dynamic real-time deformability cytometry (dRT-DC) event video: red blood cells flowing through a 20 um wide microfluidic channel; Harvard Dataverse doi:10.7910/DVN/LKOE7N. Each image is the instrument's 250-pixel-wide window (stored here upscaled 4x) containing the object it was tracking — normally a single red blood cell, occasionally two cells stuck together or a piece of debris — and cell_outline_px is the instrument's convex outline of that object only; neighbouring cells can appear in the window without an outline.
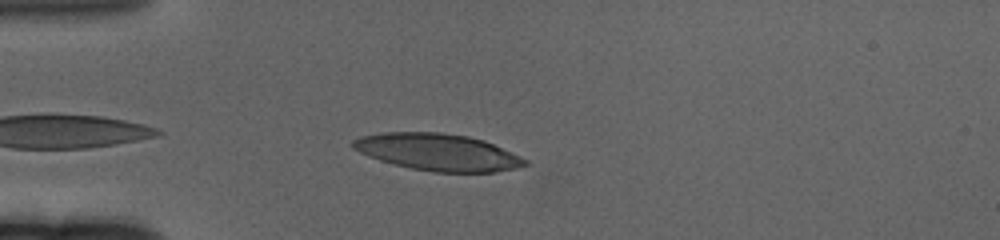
{"species": "human", "species_latin": "Homo sapiens", "temperature_condition": "cold", "stored_images_in_passage": 38, "camera_frame_rate_fps": 3000, "um_per_image_px": 0.085, "donor": {"sex": "female"}, "frame": {"image": 1, "passage_image": 3, "time_ms": 0.667, "image_size_px": [1000, 240], "cell_outline_px": [[528, 164], [516, 168], [496, 172], [432, 172], [412, 168], [380, 160], [368, 156], [352, 148], [352, 140], [360, 136], [380, 132], [440, 132], [468, 136], [484, 140], [520, 156], [528, 160]], "centroid_in_image_um": [37.21, 12.92], "position_along_channel_um": 47.8, "area_um2": 36.99}}
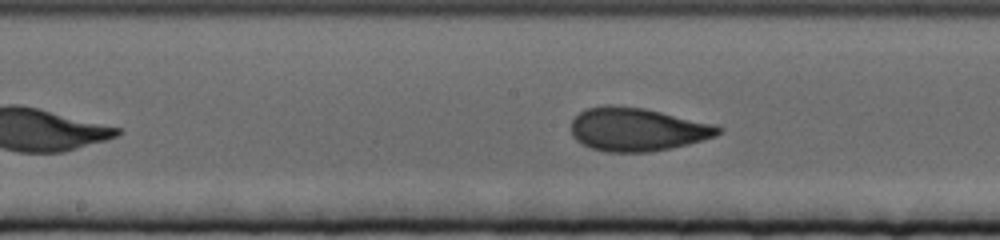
{"frame": {"image": 2, "passage_image": 18, "time_ms": 5.667, "image_size_px": [1000, 240], "cell_outline_px": [[724, 128], [716, 136], [688, 144], [672, 148], [652, 152], [604, 152], [588, 148], [576, 140], [572, 136], [572, 120], [580, 112], [588, 108], [604, 104], [612, 104], [644, 108], [716, 124]], "centroid_in_image_um": [54.16, 11.0], "position_along_channel_um": 194.0, "area_um2": 37.57}}
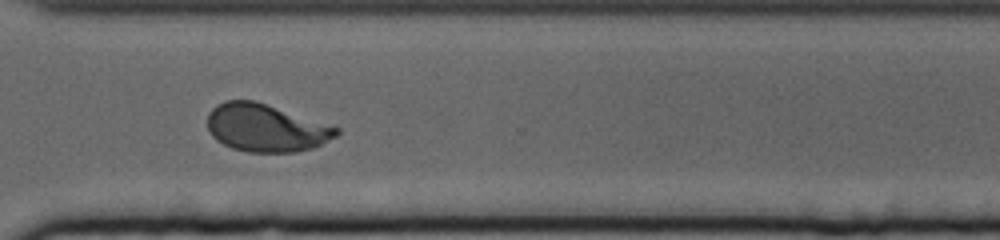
{"frame": {"image": 3, "passage_image": 32, "time_ms": 10.333, "image_size_px": [1000, 240], "cell_outline_px": [[340, 132], [336, 136], [312, 148], [296, 152], [248, 152], [232, 148], [216, 140], [212, 136], [208, 128], [208, 112], [216, 104], [224, 100], [256, 100], [340, 128]], "centroid_in_image_um": [22.58, 10.86], "position_along_channel_um": 348.0, "area_um2": 35.89}, "authors_computed_cell_mechanics": {"area_um2": 36.2695, "velocity_mm_per_s": 3.305, "shape_relaxation_time_tau1_ms": 5.1231, "shape_relaxation_time_tau2_ms": 1.015, "deformation_change_tau1": 0.1839, "deformation_change_tau2": 0.0684}}